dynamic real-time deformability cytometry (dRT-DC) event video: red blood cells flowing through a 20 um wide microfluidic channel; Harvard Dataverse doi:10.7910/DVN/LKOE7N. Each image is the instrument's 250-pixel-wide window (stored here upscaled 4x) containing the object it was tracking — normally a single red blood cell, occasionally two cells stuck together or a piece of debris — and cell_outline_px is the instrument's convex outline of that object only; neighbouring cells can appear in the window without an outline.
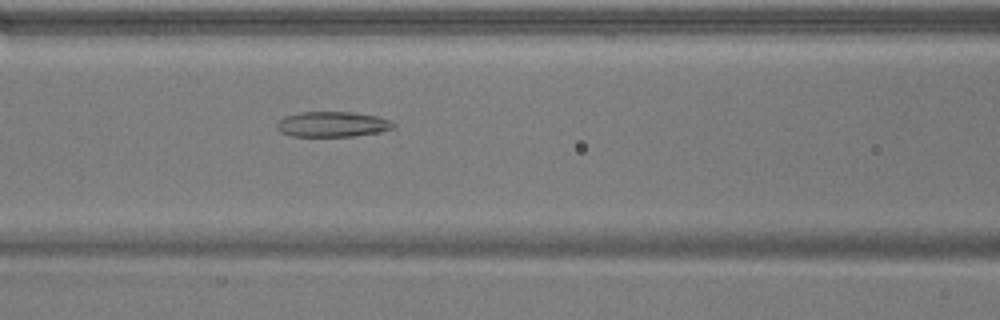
{"species": "common noctule bat (a hibernating species)", "species_latin": "Nyctalus noctula", "temperature_condition": "warm", "stored_images_in_passage": 41, "camera_frame_rate_fps": 3000, "um_per_image_px": 0.085, "animal": {"sex": "male", "body_mass_g": 17.9}, "frame": {"image": 1, "passage_image": 11, "time_ms": 3.333, "image_size_px": [1000, 320], "cell_outline_px": [[396, 124], [392, 128], [380, 132], [352, 136], [292, 136], [280, 132], [276, 128], [276, 124], [284, 116], [300, 112], [352, 112], [380, 116]], "centroid_in_image_um": [28.24, 10.56], "position_along_channel_um": 138.4, "area_um2": 17.22}}
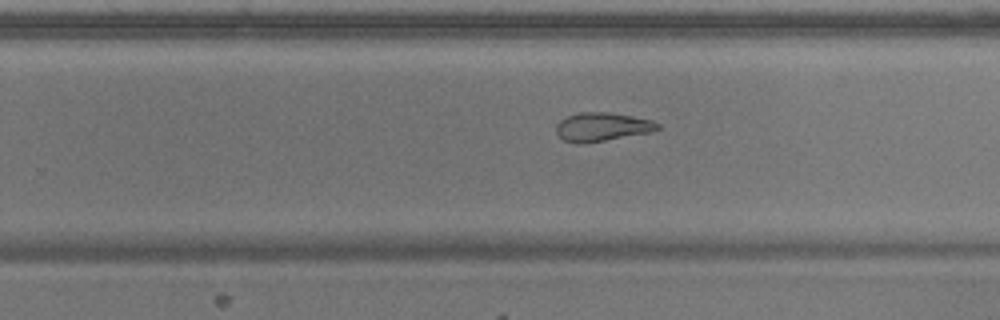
{"frame": {"image": 2, "passage_image": 22, "time_ms": 7.0, "image_size_px": [1000, 320], "cell_outline_px": [[660, 128], [652, 132], [604, 140], [576, 144], [564, 140], [556, 132], [556, 124], [560, 120], [576, 112], [612, 112], [652, 120], [660, 124]], "centroid_in_image_um": [51.18, 10.77], "position_along_channel_um": 278.6, "area_um2": 16.94}}
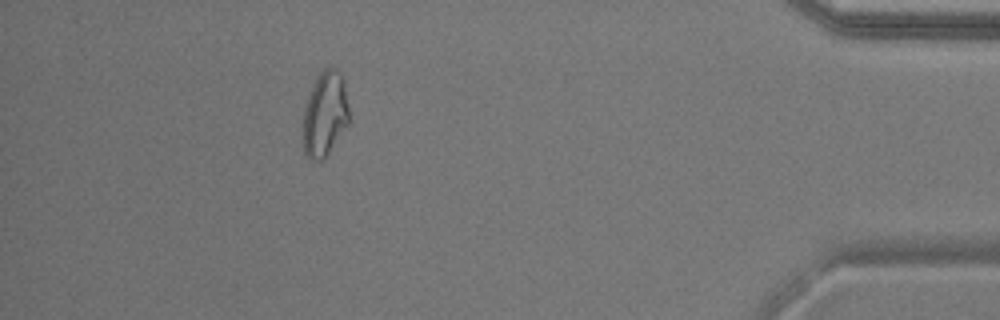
{"frame": {"image": 3, "passage_image": 36, "time_ms": 11.667, "image_size_px": [1000, 320], "cell_outline_px": [[348, 124], [328, 152], [320, 160], [312, 160], [304, 152], [304, 108], [308, 96], [316, 76], [324, 68], [336, 68], [340, 72], [344, 80], [348, 108]], "centroid_in_image_um": [27.62, 9.63], "position_along_channel_um": 407.6, "area_um2": 22.31}, "authors_computed_cell_mechanics": {"area_um2": 18.6694, "velocity_mm_per_s": 3.8338, "shape_relaxation_time_tau1_ms": null, "shape_relaxation_time_tau2_ms": 2.8171, "deformation_change_tau1": null, "deformation_change_tau2": 0.1111}}